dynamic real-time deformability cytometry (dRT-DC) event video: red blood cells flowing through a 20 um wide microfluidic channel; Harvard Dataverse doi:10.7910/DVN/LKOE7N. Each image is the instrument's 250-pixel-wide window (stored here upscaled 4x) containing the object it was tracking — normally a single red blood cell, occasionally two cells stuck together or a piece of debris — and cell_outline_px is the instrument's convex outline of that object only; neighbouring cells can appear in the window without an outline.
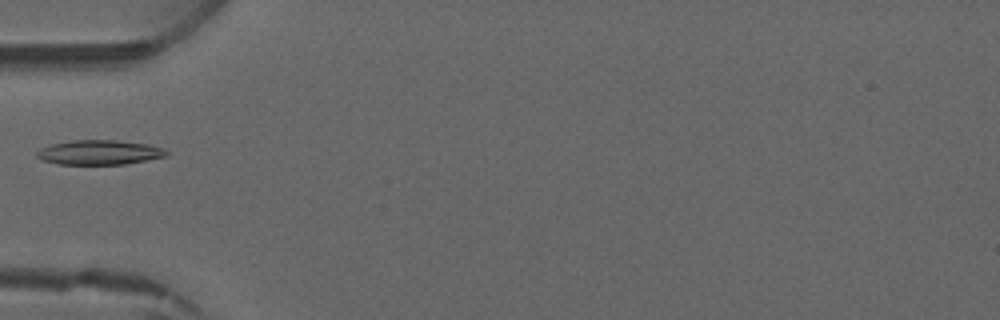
{"species": "common noctule bat (a hibernating species)", "species_latin": "Nyctalus noctula", "temperature_condition": "warm", "stored_images_in_passage": 1, "camera_frame_rate_fps": 3000, "um_per_image_px": 0.085, "animal": {"sex": "male", "forearm_length_mm": 52.5}, "frame": {"image": 1, "passage_image": 1, "time_ms": 0.0, "image_size_px": [1000, 320], "cell_outline_px": [[168, 156], [124, 164], [60, 164], [44, 160], [36, 156], [36, 152], [40, 148], [52, 144], [72, 140], [116, 140], [148, 144], [164, 148], [168, 152]], "centroid_in_image_um": [8.47, 12.94], "position_along_channel_um": 76.5, "area_um2": 18.5}}